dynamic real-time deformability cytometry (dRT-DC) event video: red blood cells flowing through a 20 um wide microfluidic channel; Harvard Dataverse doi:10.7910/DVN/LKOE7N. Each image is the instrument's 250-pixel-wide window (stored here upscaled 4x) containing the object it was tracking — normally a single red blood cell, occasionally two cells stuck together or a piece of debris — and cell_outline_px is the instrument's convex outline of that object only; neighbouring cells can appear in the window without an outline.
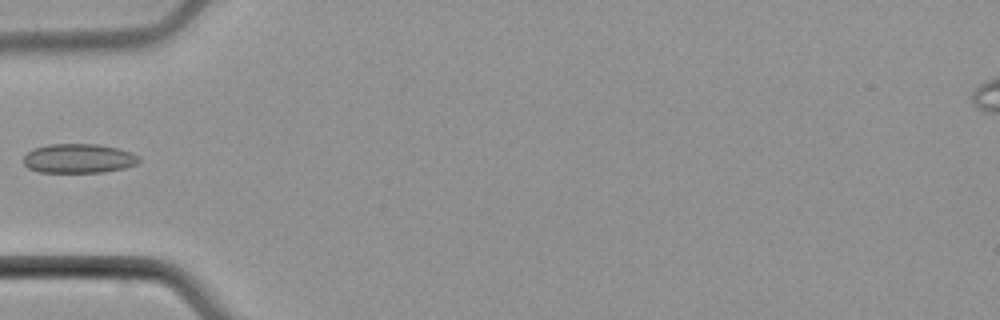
{"species": "common noctule bat (a hibernating species)", "species_latin": "Nyctalus noctula", "temperature_condition": "cold", "stored_images_in_passage": 6, "camera_frame_rate_fps": 3000, "um_per_image_px": 0.085, "animal": {"sex": "male", "body_mass_g": 21.5, "forearm_length_mm": 52.0}, "frame": {"image": 1, "passage_image": 5, "time_ms": 5.667, "image_size_px": [1000, 320], "cell_outline_px": [[140, 160], [136, 164], [124, 168], [104, 172], [40, 172], [28, 168], [24, 164], [24, 156], [32, 148], [48, 144], [96, 144], [120, 148], [132, 152], [140, 156]], "centroid_in_image_um": [6.7, 13.46], "position_along_channel_um": 78.3, "area_um2": 19.88}}
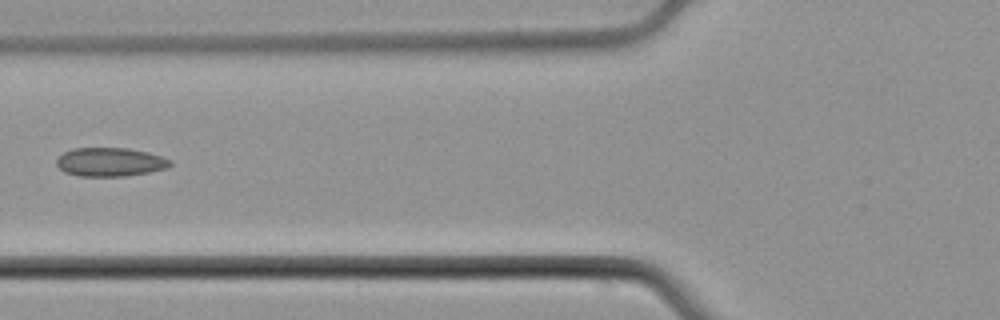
{"frame": {"image": 2, "passage_image": 6, "time_ms": 6.667, "image_size_px": [1000, 320], "cell_outline_px": [[172, 164], [168, 168], [148, 172], [124, 176], [80, 176], [64, 172], [56, 164], [56, 160], [64, 152], [72, 148], [128, 148], [148, 152], [172, 160]], "centroid_in_image_um": [9.37, 13.77], "position_along_channel_um": 116.4, "area_um2": 19.02}}